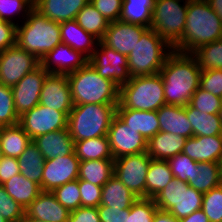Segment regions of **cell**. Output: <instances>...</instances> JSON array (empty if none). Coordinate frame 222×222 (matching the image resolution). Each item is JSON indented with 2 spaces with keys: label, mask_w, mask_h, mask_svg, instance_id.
Wrapping results in <instances>:
<instances>
[{
  "label": "cell",
  "mask_w": 222,
  "mask_h": 222,
  "mask_svg": "<svg viewBox=\"0 0 222 222\" xmlns=\"http://www.w3.org/2000/svg\"><path fill=\"white\" fill-rule=\"evenodd\" d=\"M182 153L195 162L222 163V135L187 138Z\"/></svg>",
  "instance_id": "cell-20"
},
{
  "label": "cell",
  "mask_w": 222,
  "mask_h": 222,
  "mask_svg": "<svg viewBox=\"0 0 222 222\" xmlns=\"http://www.w3.org/2000/svg\"><path fill=\"white\" fill-rule=\"evenodd\" d=\"M152 222H179V219L168 211L157 209Z\"/></svg>",
  "instance_id": "cell-55"
},
{
  "label": "cell",
  "mask_w": 222,
  "mask_h": 222,
  "mask_svg": "<svg viewBox=\"0 0 222 222\" xmlns=\"http://www.w3.org/2000/svg\"><path fill=\"white\" fill-rule=\"evenodd\" d=\"M40 65V61L30 52L17 45L0 52V83L15 86L27 73Z\"/></svg>",
  "instance_id": "cell-13"
},
{
  "label": "cell",
  "mask_w": 222,
  "mask_h": 222,
  "mask_svg": "<svg viewBox=\"0 0 222 222\" xmlns=\"http://www.w3.org/2000/svg\"><path fill=\"white\" fill-rule=\"evenodd\" d=\"M67 77L74 105L119 103V87L101 77L89 62Z\"/></svg>",
  "instance_id": "cell-4"
},
{
  "label": "cell",
  "mask_w": 222,
  "mask_h": 222,
  "mask_svg": "<svg viewBox=\"0 0 222 222\" xmlns=\"http://www.w3.org/2000/svg\"><path fill=\"white\" fill-rule=\"evenodd\" d=\"M158 209L151 198H138L130 207L126 222H152Z\"/></svg>",
  "instance_id": "cell-44"
},
{
  "label": "cell",
  "mask_w": 222,
  "mask_h": 222,
  "mask_svg": "<svg viewBox=\"0 0 222 222\" xmlns=\"http://www.w3.org/2000/svg\"><path fill=\"white\" fill-rule=\"evenodd\" d=\"M169 163L173 177L187 182L191 179L193 166L197 163L184 153H179L167 160Z\"/></svg>",
  "instance_id": "cell-47"
},
{
  "label": "cell",
  "mask_w": 222,
  "mask_h": 222,
  "mask_svg": "<svg viewBox=\"0 0 222 222\" xmlns=\"http://www.w3.org/2000/svg\"><path fill=\"white\" fill-rule=\"evenodd\" d=\"M45 160L66 156L74 152V140L68 128L37 136L32 140Z\"/></svg>",
  "instance_id": "cell-23"
},
{
  "label": "cell",
  "mask_w": 222,
  "mask_h": 222,
  "mask_svg": "<svg viewBox=\"0 0 222 222\" xmlns=\"http://www.w3.org/2000/svg\"><path fill=\"white\" fill-rule=\"evenodd\" d=\"M74 153L80 162L87 160H114L108 135L74 141Z\"/></svg>",
  "instance_id": "cell-33"
},
{
  "label": "cell",
  "mask_w": 222,
  "mask_h": 222,
  "mask_svg": "<svg viewBox=\"0 0 222 222\" xmlns=\"http://www.w3.org/2000/svg\"><path fill=\"white\" fill-rule=\"evenodd\" d=\"M138 199L114 175L102 186L101 204L112 208L128 209Z\"/></svg>",
  "instance_id": "cell-29"
},
{
  "label": "cell",
  "mask_w": 222,
  "mask_h": 222,
  "mask_svg": "<svg viewBox=\"0 0 222 222\" xmlns=\"http://www.w3.org/2000/svg\"><path fill=\"white\" fill-rule=\"evenodd\" d=\"M173 178L167 160L151 159L146 175V198L153 199Z\"/></svg>",
  "instance_id": "cell-36"
},
{
  "label": "cell",
  "mask_w": 222,
  "mask_h": 222,
  "mask_svg": "<svg viewBox=\"0 0 222 222\" xmlns=\"http://www.w3.org/2000/svg\"><path fill=\"white\" fill-rule=\"evenodd\" d=\"M19 123L11 87L0 83V127Z\"/></svg>",
  "instance_id": "cell-40"
},
{
  "label": "cell",
  "mask_w": 222,
  "mask_h": 222,
  "mask_svg": "<svg viewBox=\"0 0 222 222\" xmlns=\"http://www.w3.org/2000/svg\"><path fill=\"white\" fill-rule=\"evenodd\" d=\"M222 39V22L206 0H188L186 25L177 52L192 54L203 45Z\"/></svg>",
  "instance_id": "cell-2"
},
{
  "label": "cell",
  "mask_w": 222,
  "mask_h": 222,
  "mask_svg": "<svg viewBox=\"0 0 222 222\" xmlns=\"http://www.w3.org/2000/svg\"><path fill=\"white\" fill-rule=\"evenodd\" d=\"M159 74L163 81L166 105L186 106L200 87L201 69L192 54L173 50Z\"/></svg>",
  "instance_id": "cell-1"
},
{
  "label": "cell",
  "mask_w": 222,
  "mask_h": 222,
  "mask_svg": "<svg viewBox=\"0 0 222 222\" xmlns=\"http://www.w3.org/2000/svg\"><path fill=\"white\" fill-rule=\"evenodd\" d=\"M116 116L140 133L147 141L160 131L157 111H141L125 107L116 108Z\"/></svg>",
  "instance_id": "cell-22"
},
{
  "label": "cell",
  "mask_w": 222,
  "mask_h": 222,
  "mask_svg": "<svg viewBox=\"0 0 222 222\" xmlns=\"http://www.w3.org/2000/svg\"><path fill=\"white\" fill-rule=\"evenodd\" d=\"M2 186L25 210L42 192L38 184L28 180L21 173L10 178Z\"/></svg>",
  "instance_id": "cell-31"
},
{
  "label": "cell",
  "mask_w": 222,
  "mask_h": 222,
  "mask_svg": "<svg viewBox=\"0 0 222 222\" xmlns=\"http://www.w3.org/2000/svg\"><path fill=\"white\" fill-rule=\"evenodd\" d=\"M187 183L203 194L220 186L222 184V163L197 162L193 166L191 179Z\"/></svg>",
  "instance_id": "cell-28"
},
{
  "label": "cell",
  "mask_w": 222,
  "mask_h": 222,
  "mask_svg": "<svg viewBox=\"0 0 222 222\" xmlns=\"http://www.w3.org/2000/svg\"><path fill=\"white\" fill-rule=\"evenodd\" d=\"M17 24L0 22V52L16 45Z\"/></svg>",
  "instance_id": "cell-52"
},
{
  "label": "cell",
  "mask_w": 222,
  "mask_h": 222,
  "mask_svg": "<svg viewBox=\"0 0 222 222\" xmlns=\"http://www.w3.org/2000/svg\"><path fill=\"white\" fill-rule=\"evenodd\" d=\"M70 112H60L38 104L19 117V124L33 140L37 136L67 128Z\"/></svg>",
  "instance_id": "cell-12"
},
{
  "label": "cell",
  "mask_w": 222,
  "mask_h": 222,
  "mask_svg": "<svg viewBox=\"0 0 222 222\" xmlns=\"http://www.w3.org/2000/svg\"><path fill=\"white\" fill-rule=\"evenodd\" d=\"M20 173L30 181L38 184L42 190V175L45 158L32 141L17 158Z\"/></svg>",
  "instance_id": "cell-32"
},
{
  "label": "cell",
  "mask_w": 222,
  "mask_h": 222,
  "mask_svg": "<svg viewBox=\"0 0 222 222\" xmlns=\"http://www.w3.org/2000/svg\"><path fill=\"white\" fill-rule=\"evenodd\" d=\"M183 2V5L180 2ZM188 0H155L151 28L175 50L182 41Z\"/></svg>",
  "instance_id": "cell-8"
},
{
  "label": "cell",
  "mask_w": 222,
  "mask_h": 222,
  "mask_svg": "<svg viewBox=\"0 0 222 222\" xmlns=\"http://www.w3.org/2000/svg\"><path fill=\"white\" fill-rule=\"evenodd\" d=\"M79 26L86 32L92 34L99 41L103 38L109 23L104 16L89 1L75 18Z\"/></svg>",
  "instance_id": "cell-38"
},
{
  "label": "cell",
  "mask_w": 222,
  "mask_h": 222,
  "mask_svg": "<svg viewBox=\"0 0 222 222\" xmlns=\"http://www.w3.org/2000/svg\"><path fill=\"white\" fill-rule=\"evenodd\" d=\"M201 209L209 222H222V184L203 194Z\"/></svg>",
  "instance_id": "cell-42"
},
{
  "label": "cell",
  "mask_w": 222,
  "mask_h": 222,
  "mask_svg": "<svg viewBox=\"0 0 222 222\" xmlns=\"http://www.w3.org/2000/svg\"><path fill=\"white\" fill-rule=\"evenodd\" d=\"M3 152H2V150H1V147H0V161H1V159L3 158Z\"/></svg>",
  "instance_id": "cell-61"
},
{
  "label": "cell",
  "mask_w": 222,
  "mask_h": 222,
  "mask_svg": "<svg viewBox=\"0 0 222 222\" xmlns=\"http://www.w3.org/2000/svg\"><path fill=\"white\" fill-rule=\"evenodd\" d=\"M97 208L100 222H126L130 212V208L120 209L105 205H99Z\"/></svg>",
  "instance_id": "cell-51"
},
{
  "label": "cell",
  "mask_w": 222,
  "mask_h": 222,
  "mask_svg": "<svg viewBox=\"0 0 222 222\" xmlns=\"http://www.w3.org/2000/svg\"><path fill=\"white\" fill-rule=\"evenodd\" d=\"M192 55L196 58L201 71L222 69V39L201 46Z\"/></svg>",
  "instance_id": "cell-39"
},
{
  "label": "cell",
  "mask_w": 222,
  "mask_h": 222,
  "mask_svg": "<svg viewBox=\"0 0 222 222\" xmlns=\"http://www.w3.org/2000/svg\"><path fill=\"white\" fill-rule=\"evenodd\" d=\"M166 105L161 75L135 76L119 87L117 107L157 111Z\"/></svg>",
  "instance_id": "cell-6"
},
{
  "label": "cell",
  "mask_w": 222,
  "mask_h": 222,
  "mask_svg": "<svg viewBox=\"0 0 222 222\" xmlns=\"http://www.w3.org/2000/svg\"><path fill=\"white\" fill-rule=\"evenodd\" d=\"M39 104L60 112L72 110L74 103L67 75H47L41 89Z\"/></svg>",
  "instance_id": "cell-17"
},
{
  "label": "cell",
  "mask_w": 222,
  "mask_h": 222,
  "mask_svg": "<svg viewBox=\"0 0 222 222\" xmlns=\"http://www.w3.org/2000/svg\"><path fill=\"white\" fill-rule=\"evenodd\" d=\"M219 116H220V119L222 121V104H221V108H220V111H219Z\"/></svg>",
  "instance_id": "cell-60"
},
{
  "label": "cell",
  "mask_w": 222,
  "mask_h": 222,
  "mask_svg": "<svg viewBox=\"0 0 222 222\" xmlns=\"http://www.w3.org/2000/svg\"><path fill=\"white\" fill-rule=\"evenodd\" d=\"M32 9L33 7L25 0H0L1 19L13 24H15V21L13 20L14 15L19 16L22 14V17L25 20Z\"/></svg>",
  "instance_id": "cell-46"
},
{
  "label": "cell",
  "mask_w": 222,
  "mask_h": 222,
  "mask_svg": "<svg viewBox=\"0 0 222 222\" xmlns=\"http://www.w3.org/2000/svg\"><path fill=\"white\" fill-rule=\"evenodd\" d=\"M118 104L74 105L67 128L74 141L107 136Z\"/></svg>",
  "instance_id": "cell-5"
},
{
  "label": "cell",
  "mask_w": 222,
  "mask_h": 222,
  "mask_svg": "<svg viewBox=\"0 0 222 222\" xmlns=\"http://www.w3.org/2000/svg\"><path fill=\"white\" fill-rule=\"evenodd\" d=\"M87 62L88 59L80 52L60 42L43 57L40 64L49 73L68 75L83 67Z\"/></svg>",
  "instance_id": "cell-19"
},
{
  "label": "cell",
  "mask_w": 222,
  "mask_h": 222,
  "mask_svg": "<svg viewBox=\"0 0 222 222\" xmlns=\"http://www.w3.org/2000/svg\"><path fill=\"white\" fill-rule=\"evenodd\" d=\"M179 222H209V219L201 209L191 213L187 217L180 219Z\"/></svg>",
  "instance_id": "cell-56"
},
{
  "label": "cell",
  "mask_w": 222,
  "mask_h": 222,
  "mask_svg": "<svg viewBox=\"0 0 222 222\" xmlns=\"http://www.w3.org/2000/svg\"><path fill=\"white\" fill-rule=\"evenodd\" d=\"M151 159L147 152L114 159V176L138 198H146V175Z\"/></svg>",
  "instance_id": "cell-10"
},
{
  "label": "cell",
  "mask_w": 222,
  "mask_h": 222,
  "mask_svg": "<svg viewBox=\"0 0 222 222\" xmlns=\"http://www.w3.org/2000/svg\"><path fill=\"white\" fill-rule=\"evenodd\" d=\"M155 0H123L119 20L151 28Z\"/></svg>",
  "instance_id": "cell-35"
},
{
  "label": "cell",
  "mask_w": 222,
  "mask_h": 222,
  "mask_svg": "<svg viewBox=\"0 0 222 222\" xmlns=\"http://www.w3.org/2000/svg\"><path fill=\"white\" fill-rule=\"evenodd\" d=\"M25 19L22 25L17 23L16 45L41 61L62 42L59 23L43 16L34 8Z\"/></svg>",
  "instance_id": "cell-3"
},
{
  "label": "cell",
  "mask_w": 222,
  "mask_h": 222,
  "mask_svg": "<svg viewBox=\"0 0 222 222\" xmlns=\"http://www.w3.org/2000/svg\"><path fill=\"white\" fill-rule=\"evenodd\" d=\"M31 142L19 123L0 127V147L4 156L18 158Z\"/></svg>",
  "instance_id": "cell-30"
},
{
  "label": "cell",
  "mask_w": 222,
  "mask_h": 222,
  "mask_svg": "<svg viewBox=\"0 0 222 222\" xmlns=\"http://www.w3.org/2000/svg\"><path fill=\"white\" fill-rule=\"evenodd\" d=\"M108 138L113 158L147 152V140L117 116L111 122Z\"/></svg>",
  "instance_id": "cell-14"
},
{
  "label": "cell",
  "mask_w": 222,
  "mask_h": 222,
  "mask_svg": "<svg viewBox=\"0 0 222 222\" xmlns=\"http://www.w3.org/2000/svg\"><path fill=\"white\" fill-rule=\"evenodd\" d=\"M173 49L152 28H147L128 56L131 77L158 74Z\"/></svg>",
  "instance_id": "cell-7"
},
{
  "label": "cell",
  "mask_w": 222,
  "mask_h": 222,
  "mask_svg": "<svg viewBox=\"0 0 222 222\" xmlns=\"http://www.w3.org/2000/svg\"><path fill=\"white\" fill-rule=\"evenodd\" d=\"M48 74L49 72L40 64L11 87L19 117L39 104L41 89Z\"/></svg>",
  "instance_id": "cell-15"
},
{
  "label": "cell",
  "mask_w": 222,
  "mask_h": 222,
  "mask_svg": "<svg viewBox=\"0 0 222 222\" xmlns=\"http://www.w3.org/2000/svg\"><path fill=\"white\" fill-rule=\"evenodd\" d=\"M0 222H7L0 214Z\"/></svg>",
  "instance_id": "cell-62"
},
{
  "label": "cell",
  "mask_w": 222,
  "mask_h": 222,
  "mask_svg": "<svg viewBox=\"0 0 222 222\" xmlns=\"http://www.w3.org/2000/svg\"><path fill=\"white\" fill-rule=\"evenodd\" d=\"M28 2L33 8L37 5L38 0H25Z\"/></svg>",
  "instance_id": "cell-59"
},
{
  "label": "cell",
  "mask_w": 222,
  "mask_h": 222,
  "mask_svg": "<svg viewBox=\"0 0 222 222\" xmlns=\"http://www.w3.org/2000/svg\"><path fill=\"white\" fill-rule=\"evenodd\" d=\"M222 22V0H206Z\"/></svg>",
  "instance_id": "cell-57"
},
{
  "label": "cell",
  "mask_w": 222,
  "mask_h": 222,
  "mask_svg": "<svg viewBox=\"0 0 222 222\" xmlns=\"http://www.w3.org/2000/svg\"><path fill=\"white\" fill-rule=\"evenodd\" d=\"M187 138L159 131L147 141V154L152 159L168 160L182 153Z\"/></svg>",
  "instance_id": "cell-27"
},
{
  "label": "cell",
  "mask_w": 222,
  "mask_h": 222,
  "mask_svg": "<svg viewBox=\"0 0 222 222\" xmlns=\"http://www.w3.org/2000/svg\"><path fill=\"white\" fill-rule=\"evenodd\" d=\"M114 175V160H87L79 164L78 179L103 186Z\"/></svg>",
  "instance_id": "cell-37"
},
{
  "label": "cell",
  "mask_w": 222,
  "mask_h": 222,
  "mask_svg": "<svg viewBox=\"0 0 222 222\" xmlns=\"http://www.w3.org/2000/svg\"><path fill=\"white\" fill-rule=\"evenodd\" d=\"M61 40L89 59L98 44V39L83 30L76 20L59 23Z\"/></svg>",
  "instance_id": "cell-25"
},
{
  "label": "cell",
  "mask_w": 222,
  "mask_h": 222,
  "mask_svg": "<svg viewBox=\"0 0 222 222\" xmlns=\"http://www.w3.org/2000/svg\"><path fill=\"white\" fill-rule=\"evenodd\" d=\"M52 194L57 201L69 211L75 210L81 206V195L78 186V179L70 181L54 189Z\"/></svg>",
  "instance_id": "cell-41"
},
{
  "label": "cell",
  "mask_w": 222,
  "mask_h": 222,
  "mask_svg": "<svg viewBox=\"0 0 222 222\" xmlns=\"http://www.w3.org/2000/svg\"><path fill=\"white\" fill-rule=\"evenodd\" d=\"M67 222H100L97 207H83L70 211Z\"/></svg>",
  "instance_id": "cell-53"
},
{
  "label": "cell",
  "mask_w": 222,
  "mask_h": 222,
  "mask_svg": "<svg viewBox=\"0 0 222 222\" xmlns=\"http://www.w3.org/2000/svg\"><path fill=\"white\" fill-rule=\"evenodd\" d=\"M160 131L180 135L184 138L193 136V129L186 115V106L164 105L157 110Z\"/></svg>",
  "instance_id": "cell-24"
},
{
  "label": "cell",
  "mask_w": 222,
  "mask_h": 222,
  "mask_svg": "<svg viewBox=\"0 0 222 222\" xmlns=\"http://www.w3.org/2000/svg\"><path fill=\"white\" fill-rule=\"evenodd\" d=\"M21 222H42V221L37 220V219L28 218V217L25 215V217L22 219Z\"/></svg>",
  "instance_id": "cell-58"
},
{
  "label": "cell",
  "mask_w": 222,
  "mask_h": 222,
  "mask_svg": "<svg viewBox=\"0 0 222 222\" xmlns=\"http://www.w3.org/2000/svg\"><path fill=\"white\" fill-rule=\"evenodd\" d=\"M0 214L7 222H21L25 217V209L8 195L0 185Z\"/></svg>",
  "instance_id": "cell-45"
},
{
  "label": "cell",
  "mask_w": 222,
  "mask_h": 222,
  "mask_svg": "<svg viewBox=\"0 0 222 222\" xmlns=\"http://www.w3.org/2000/svg\"><path fill=\"white\" fill-rule=\"evenodd\" d=\"M80 160L73 152L66 156L45 160L42 175V191L52 192L54 189L70 181L78 179Z\"/></svg>",
  "instance_id": "cell-16"
},
{
  "label": "cell",
  "mask_w": 222,
  "mask_h": 222,
  "mask_svg": "<svg viewBox=\"0 0 222 222\" xmlns=\"http://www.w3.org/2000/svg\"><path fill=\"white\" fill-rule=\"evenodd\" d=\"M25 215L42 222H67L70 211L57 201L52 192L42 191L27 207Z\"/></svg>",
  "instance_id": "cell-21"
},
{
  "label": "cell",
  "mask_w": 222,
  "mask_h": 222,
  "mask_svg": "<svg viewBox=\"0 0 222 222\" xmlns=\"http://www.w3.org/2000/svg\"><path fill=\"white\" fill-rule=\"evenodd\" d=\"M81 195V206L98 207L101 204L102 186L78 179Z\"/></svg>",
  "instance_id": "cell-48"
},
{
  "label": "cell",
  "mask_w": 222,
  "mask_h": 222,
  "mask_svg": "<svg viewBox=\"0 0 222 222\" xmlns=\"http://www.w3.org/2000/svg\"><path fill=\"white\" fill-rule=\"evenodd\" d=\"M19 173L17 158L3 156L0 161V185Z\"/></svg>",
  "instance_id": "cell-54"
},
{
  "label": "cell",
  "mask_w": 222,
  "mask_h": 222,
  "mask_svg": "<svg viewBox=\"0 0 222 222\" xmlns=\"http://www.w3.org/2000/svg\"><path fill=\"white\" fill-rule=\"evenodd\" d=\"M153 199L158 209L168 211L180 220L201 210L203 193L187 182L173 178Z\"/></svg>",
  "instance_id": "cell-9"
},
{
  "label": "cell",
  "mask_w": 222,
  "mask_h": 222,
  "mask_svg": "<svg viewBox=\"0 0 222 222\" xmlns=\"http://www.w3.org/2000/svg\"><path fill=\"white\" fill-rule=\"evenodd\" d=\"M200 88L222 98V69L201 71Z\"/></svg>",
  "instance_id": "cell-49"
},
{
  "label": "cell",
  "mask_w": 222,
  "mask_h": 222,
  "mask_svg": "<svg viewBox=\"0 0 222 222\" xmlns=\"http://www.w3.org/2000/svg\"><path fill=\"white\" fill-rule=\"evenodd\" d=\"M94 7L106 18L108 22L119 20L123 0H90Z\"/></svg>",
  "instance_id": "cell-50"
},
{
  "label": "cell",
  "mask_w": 222,
  "mask_h": 222,
  "mask_svg": "<svg viewBox=\"0 0 222 222\" xmlns=\"http://www.w3.org/2000/svg\"><path fill=\"white\" fill-rule=\"evenodd\" d=\"M88 62L101 77L113 81L118 87L126 84L131 79L128 56L105 46L101 41H98L97 47Z\"/></svg>",
  "instance_id": "cell-11"
},
{
  "label": "cell",
  "mask_w": 222,
  "mask_h": 222,
  "mask_svg": "<svg viewBox=\"0 0 222 222\" xmlns=\"http://www.w3.org/2000/svg\"><path fill=\"white\" fill-rule=\"evenodd\" d=\"M90 0H38L34 7L40 14L57 23L74 20Z\"/></svg>",
  "instance_id": "cell-26"
},
{
  "label": "cell",
  "mask_w": 222,
  "mask_h": 222,
  "mask_svg": "<svg viewBox=\"0 0 222 222\" xmlns=\"http://www.w3.org/2000/svg\"><path fill=\"white\" fill-rule=\"evenodd\" d=\"M147 27L117 20L110 22L103 38L100 40L105 46L129 56Z\"/></svg>",
  "instance_id": "cell-18"
},
{
  "label": "cell",
  "mask_w": 222,
  "mask_h": 222,
  "mask_svg": "<svg viewBox=\"0 0 222 222\" xmlns=\"http://www.w3.org/2000/svg\"><path fill=\"white\" fill-rule=\"evenodd\" d=\"M189 104L200 112L219 114L222 98L199 87L192 95Z\"/></svg>",
  "instance_id": "cell-43"
},
{
  "label": "cell",
  "mask_w": 222,
  "mask_h": 222,
  "mask_svg": "<svg viewBox=\"0 0 222 222\" xmlns=\"http://www.w3.org/2000/svg\"><path fill=\"white\" fill-rule=\"evenodd\" d=\"M186 115L193 129V136L222 135V121L219 114H207L186 105Z\"/></svg>",
  "instance_id": "cell-34"
}]
</instances>
